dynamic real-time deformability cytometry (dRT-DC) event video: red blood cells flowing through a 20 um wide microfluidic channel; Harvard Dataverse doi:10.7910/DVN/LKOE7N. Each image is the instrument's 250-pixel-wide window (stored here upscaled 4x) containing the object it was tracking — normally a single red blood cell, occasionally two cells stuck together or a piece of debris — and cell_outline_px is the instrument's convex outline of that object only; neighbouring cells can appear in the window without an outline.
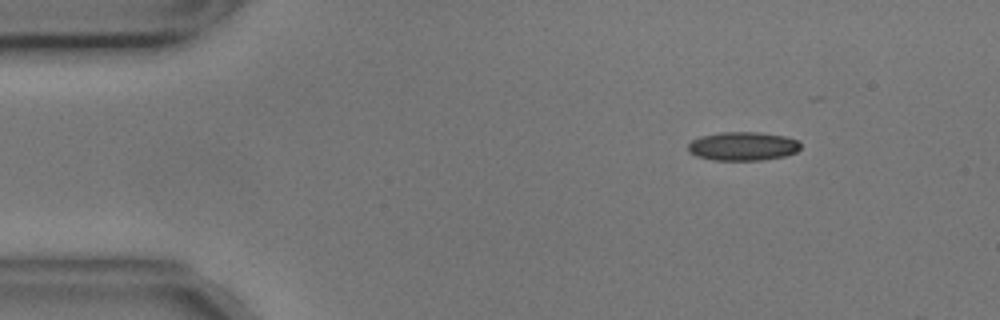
{"species": "common noctule bat (a hibernating species)", "species_latin": "Nyctalus noctula", "temperature_condition": "cold", "stored_images_in_passage": 5, "camera_frame_rate_fps": 3000, "um_per_image_px": 0.085, "animal": {"sex": "male", "body_mass_g": 17.9, "forearm_length_mm": 54.2}, "frame": {"image": 1, "passage_image": 1, "time_ms": 0.0, "image_size_px": [1000, 320], "cell_outline_px": [[800, 148], [796, 152], [784, 156], [764, 160], [712, 160], [696, 156], [688, 152], [688, 144], [692, 140], [700, 136], [720, 132], [760, 132], [784, 136], [796, 140], [800, 144]], "centroid_in_image_um": [63.11, 12.43], "position_along_channel_um": 21.9, "area_um2": 18.9}}